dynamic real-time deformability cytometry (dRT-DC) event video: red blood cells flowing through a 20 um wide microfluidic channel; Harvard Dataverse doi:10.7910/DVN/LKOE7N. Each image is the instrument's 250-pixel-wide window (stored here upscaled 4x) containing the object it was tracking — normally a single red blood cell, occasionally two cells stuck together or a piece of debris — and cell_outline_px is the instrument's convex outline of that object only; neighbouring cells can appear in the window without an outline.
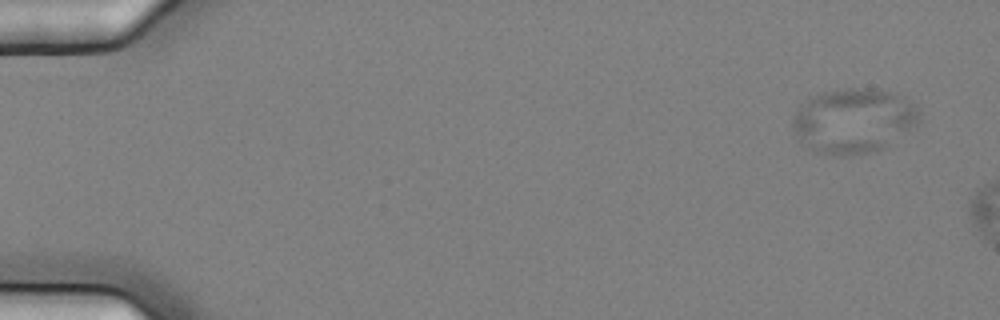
{"species": "common noctule bat (a hibernating species)", "species_latin": "Nyctalus noctula", "temperature_condition": "cold", "stored_images_in_passage": 4, "camera_frame_rate_fps": 3000, "um_per_image_px": 0.085, "animal": {"sex": "female", "body_mass_g": 25.1}, "frame": {"image": 1, "passage_image": 1, "time_ms": 0.0, "image_size_px": [1000, 320], "cell_outline_px": [[920, 120], [916, 124], [884, 148], [876, 152], [848, 156], [836, 156], [816, 152], [800, 140], [792, 124], [792, 120], [800, 104], [804, 100], [812, 96], [824, 92], [844, 88], [868, 88], [896, 92], [916, 104], [920, 108]], "centroid_in_image_um": [72.58, 10.25], "position_along_channel_um": 12.4, "area_um2": 48.15}}